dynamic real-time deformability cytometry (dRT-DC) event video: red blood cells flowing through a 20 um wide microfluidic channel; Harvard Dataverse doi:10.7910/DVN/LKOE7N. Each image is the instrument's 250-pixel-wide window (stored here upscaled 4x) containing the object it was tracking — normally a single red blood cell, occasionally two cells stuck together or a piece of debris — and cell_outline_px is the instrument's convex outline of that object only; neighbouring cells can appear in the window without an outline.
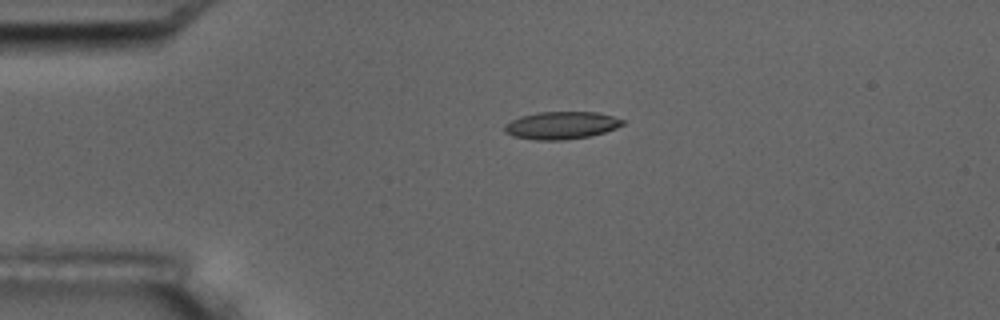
{"species": "common noctule bat (a hibernating species)", "species_latin": "Nyctalus noctula", "temperature_condition": "room temperature", "stored_images_in_passage": 3, "camera_frame_rate_fps": 3000, "um_per_image_px": 0.085, "animal": {"sex": "male", "body_mass_g": 17.5, "forearm_length_mm": 52.3}, "frame": {"image": 1, "passage_image": 1, "time_ms": 0.0, "image_size_px": [1000, 320], "cell_outline_px": [[624, 124], [616, 128], [604, 132], [588, 136], [564, 140], [536, 140], [512, 136], [504, 132], [504, 124], [520, 116], [536, 112], [596, 112], [612, 116], [624, 120]], "centroid_in_image_um": [47.67, 10.65], "position_along_channel_um": 37.3, "area_um2": 18.96}}
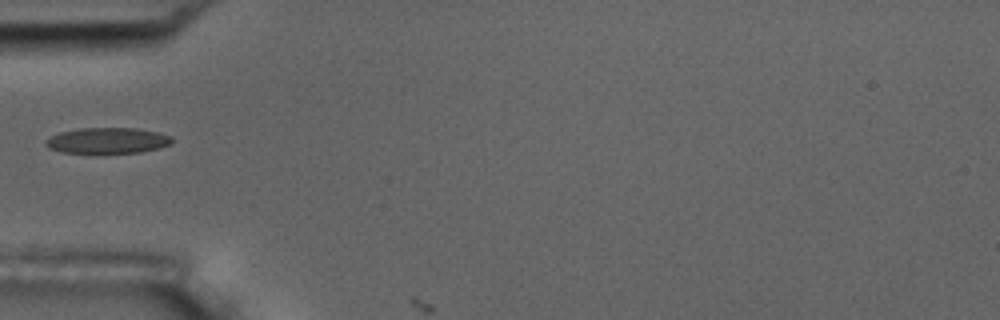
{"frame": {"image": 2, "passage_image": 2, "time_ms": 2.0, "image_size_px": [1000, 320], "cell_outline_px": [[172, 144], [160, 148], [140, 152], [60, 152], [48, 148], [44, 144], [44, 140], [60, 132], [80, 128], [136, 128], [156, 132], [172, 136]], "centroid_in_image_um": [9.14, 11.94], "position_along_channel_um": 75.9, "area_um2": 18.84}}